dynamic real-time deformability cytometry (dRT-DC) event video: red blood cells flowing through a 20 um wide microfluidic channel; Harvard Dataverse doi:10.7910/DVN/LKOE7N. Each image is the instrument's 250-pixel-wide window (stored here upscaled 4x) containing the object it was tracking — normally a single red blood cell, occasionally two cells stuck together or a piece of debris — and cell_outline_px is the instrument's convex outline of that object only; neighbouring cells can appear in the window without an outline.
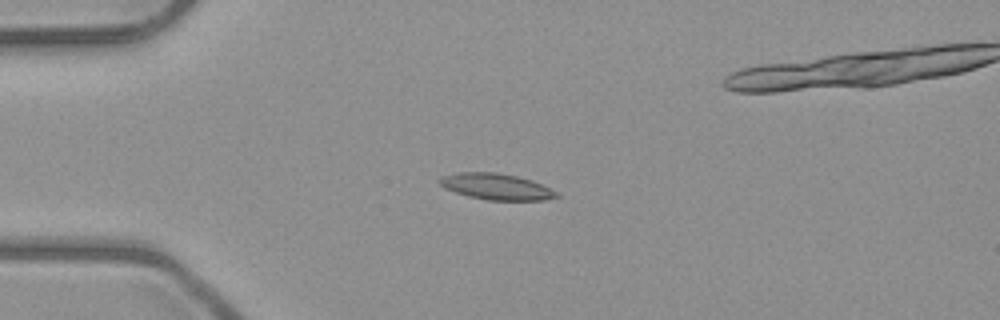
{"species": "common noctule bat (a hibernating species)", "species_latin": "Nyctalus noctula", "temperature_condition": "room temperature", "stored_images_in_passage": 5, "camera_frame_rate_fps": 3000, "um_per_image_px": 0.085, "animal": {"sex": "male", "body_mass_g": 23.1, "forearm_length_mm": 52.7}, "frame": {"image": 1, "passage_image": 3, "time_ms": 2.333, "image_size_px": [1000, 320], "cell_outline_px": [[560, 196], [544, 200], [488, 200], [468, 196], [444, 188], [436, 180], [440, 176], [456, 172], [496, 172], [516, 176], [532, 180], [556, 192]], "centroid_in_image_um": [42.12, 15.85], "position_along_channel_um": 42.9, "area_um2": 17.8}}